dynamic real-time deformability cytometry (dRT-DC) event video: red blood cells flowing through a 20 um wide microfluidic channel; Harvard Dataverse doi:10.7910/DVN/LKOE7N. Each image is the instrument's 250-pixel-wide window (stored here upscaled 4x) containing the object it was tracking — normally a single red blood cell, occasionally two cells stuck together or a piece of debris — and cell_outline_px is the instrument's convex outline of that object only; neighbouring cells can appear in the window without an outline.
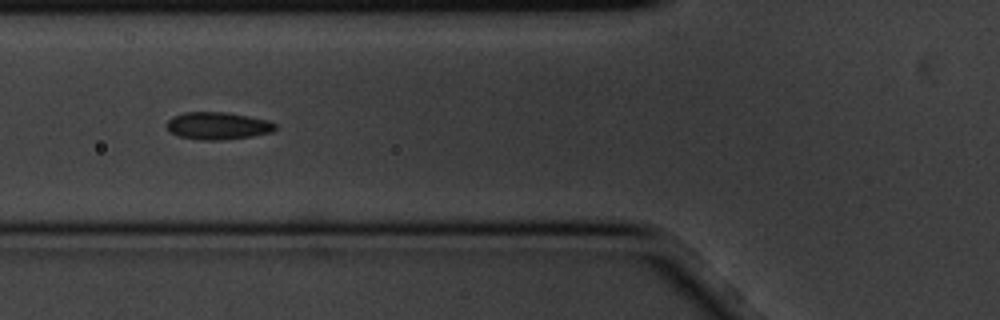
{"species": "common noctule bat (a hibernating species)", "species_latin": "Nyctalus noctula", "temperature_condition": "cold", "stored_images_in_passage": 5, "camera_frame_rate_fps": 3000, "um_per_image_px": 0.085, "animal": {"sex": "male", "body_mass_g": 20.1, "forearm_length_mm": 53.5}, "frame": {"image": 1, "passage_image": 4, "time_ms": 1.0, "image_size_px": [1000, 320], "cell_outline_px": [[276, 128], [272, 132], [252, 136], [220, 140], [200, 140], [180, 136], [172, 132], [164, 124], [172, 116], [184, 112], [228, 112], [268, 120], [276, 124]], "centroid_in_image_um": [18.51, 10.68], "position_along_channel_um": 107.3, "area_um2": 17.34}}
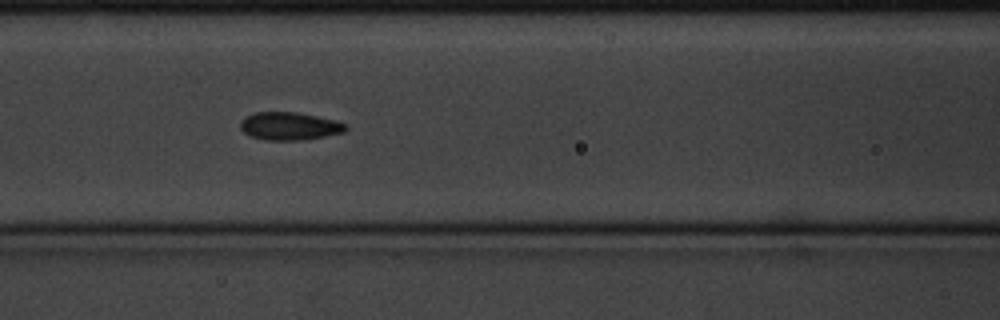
{"frame": {"image": 2, "passage_image": 5, "time_ms": 1.333, "image_size_px": [1000, 320], "cell_outline_px": [[348, 128], [344, 132], [324, 136], [300, 140], [264, 140], [252, 136], [244, 132], [240, 128], [240, 120], [256, 112], [296, 112], [336, 120], [348, 124]], "centroid_in_image_um": [24.63, 10.72], "position_along_channel_um": 142.0, "area_um2": 17.05}}